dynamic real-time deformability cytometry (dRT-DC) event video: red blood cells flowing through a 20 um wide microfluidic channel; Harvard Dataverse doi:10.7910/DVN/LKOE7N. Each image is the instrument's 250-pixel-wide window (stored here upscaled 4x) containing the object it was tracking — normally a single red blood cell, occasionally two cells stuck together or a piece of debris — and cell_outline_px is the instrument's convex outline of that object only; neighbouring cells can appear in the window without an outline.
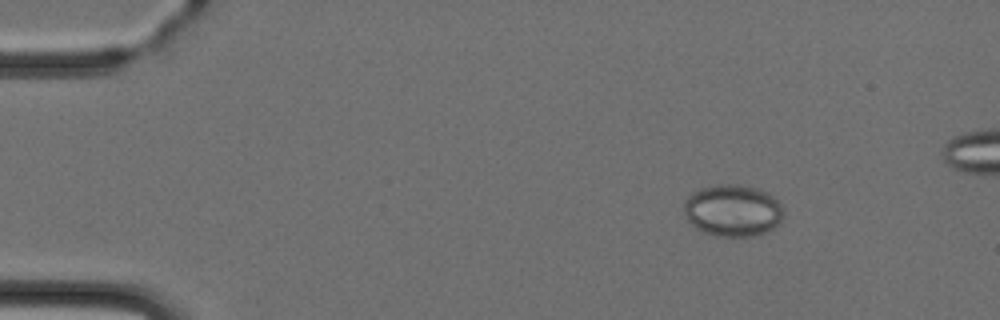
{"species": "Egyptian fruit bat (a non-hibernating species)", "species_latin": "Rousettus aegyptiacus", "temperature_condition": "cold", "stored_images_in_passage": 3, "camera_frame_rate_fps": 3000, "um_per_image_px": 0.085, "animal": {"sex": "female"}, "frame": {"image": 1, "passage_image": 1, "time_ms": 0.0, "image_size_px": [1000, 320], "cell_outline_px": [[784, 216], [780, 224], [756, 236], [716, 236], [704, 232], [696, 228], [684, 216], [684, 200], [692, 192], [700, 188], [716, 184], [740, 184], [756, 188], [768, 192], [784, 208]], "centroid_in_image_um": [62.28, 17.88], "position_along_channel_um": 22.7, "area_um2": 30.46}}